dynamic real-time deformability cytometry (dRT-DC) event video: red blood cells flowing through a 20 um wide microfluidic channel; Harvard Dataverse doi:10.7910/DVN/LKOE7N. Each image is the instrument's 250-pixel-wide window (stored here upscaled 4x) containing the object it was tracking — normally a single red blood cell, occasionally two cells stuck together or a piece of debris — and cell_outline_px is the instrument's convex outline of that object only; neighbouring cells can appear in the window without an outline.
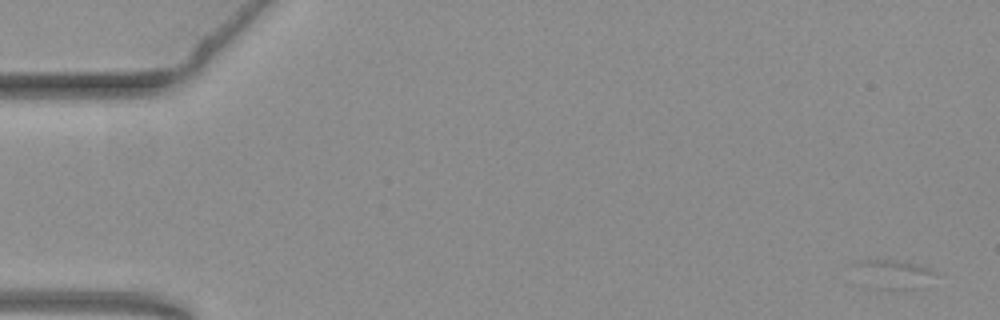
{"species": "common noctule bat (a hibernating species)", "species_latin": "Nyctalus noctula", "temperature_condition": "warm", "stored_images_in_passage": 1, "camera_frame_rate_fps": 3000, "um_per_image_px": 0.085, "animal": {"sex": "female", "body_mass_g": 19.3, "forearm_length_mm": 54.1}, "frame": {"image": 1, "passage_image": 1, "time_ms": 0.0, "image_size_px": [1000, 320], "cell_outline_px": [[936, 272], [920, 288], [864, 288], [844, 264], [856, 260], [896, 260], [920, 264], [932, 268]], "centroid_in_image_um": [75.64, 23.27], "position_along_channel_um": 9.4, "area_um2": 14.62}}